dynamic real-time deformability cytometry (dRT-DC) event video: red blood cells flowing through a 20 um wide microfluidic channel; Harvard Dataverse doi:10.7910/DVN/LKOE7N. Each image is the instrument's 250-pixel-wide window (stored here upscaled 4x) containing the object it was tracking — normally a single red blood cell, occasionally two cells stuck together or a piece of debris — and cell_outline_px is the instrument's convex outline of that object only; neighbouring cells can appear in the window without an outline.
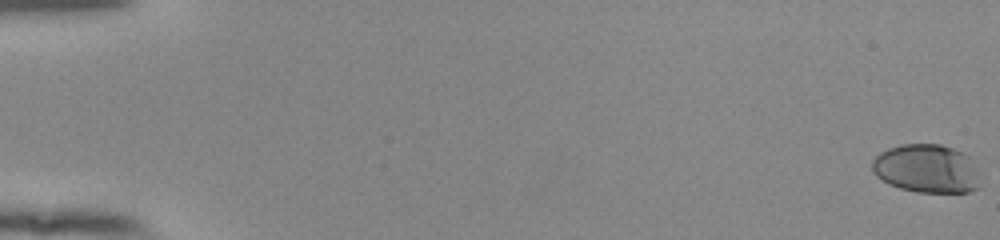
{"species": "human", "species_latin": "Homo sapiens", "temperature_condition": "room temperature", "stored_images_in_passage": 54, "camera_frame_rate_fps": 3000, "um_per_image_px": 0.085, "donor": {"sex": "female"}, "frame": {"image": 1, "passage_image": 1, "time_ms": 0.0, "image_size_px": [1000, 240], "cell_outline_px": [[980, 188], [968, 192], [916, 192], [900, 188], [888, 184], [876, 176], [872, 172], [872, 160], [880, 152], [888, 148], [904, 144], [940, 144], [964, 152], [968, 156], [976, 176]], "centroid_in_image_um": [78.7, 14.34], "position_along_channel_um": 6.3, "area_um2": 30.35}}
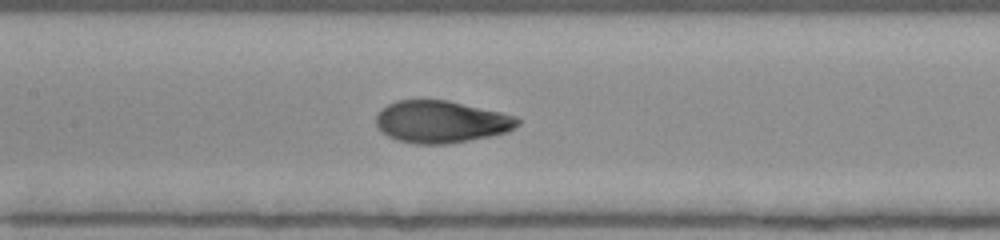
{"frame": {"image": 2, "passage_image": 29, "time_ms": 9.333, "image_size_px": [1000, 240], "cell_outline_px": [[520, 124], [508, 132], [468, 140], [444, 144], [416, 144], [396, 140], [380, 132], [376, 124], [376, 116], [380, 108], [396, 100], [448, 100], [500, 112], [516, 116], [520, 120]], "centroid_in_image_um": [37.46, 10.35], "position_along_channel_um": 169.9, "area_um2": 34.85}}
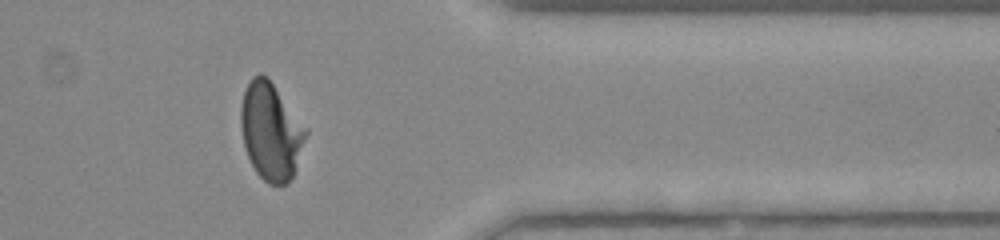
{"frame": {"image": 3, "passage_image": 47, "time_ms": 15.333, "image_size_px": [1000, 240], "cell_outline_px": [[308, 132], [292, 176], [284, 184], [268, 184], [256, 172], [244, 148], [240, 124], [240, 108], [244, 92], [252, 76], [260, 72], [268, 76], [308, 128]], "centroid_in_image_um": [23.01, 11.11], "position_along_channel_um": 388.4, "area_um2": 36.93}}